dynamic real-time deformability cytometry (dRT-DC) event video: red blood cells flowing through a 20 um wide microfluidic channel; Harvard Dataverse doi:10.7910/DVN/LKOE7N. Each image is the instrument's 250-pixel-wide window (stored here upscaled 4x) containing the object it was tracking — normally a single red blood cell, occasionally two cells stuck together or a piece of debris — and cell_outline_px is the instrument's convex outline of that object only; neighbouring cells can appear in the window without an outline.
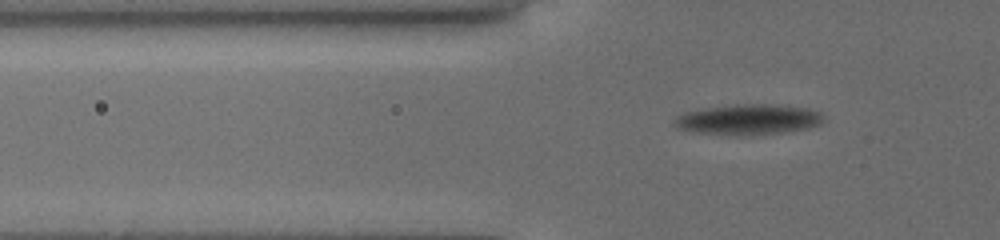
{"species": "common noctule bat (a hibernating species)", "species_latin": "Nyctalus noctula", "temperature_condition": "cold", "stored_images_in_passage": 31, "camera_frame_rate_fps": 3000, "um_per_image_px": 0.085, "animal": {"sex": "female", "body_mass_g": 19.5, "forearm_length_mm": 54.1}, "frame": {"image": 1, "passage_image": 4, "time_ms": 1.333, "image_size_px": [1000, 240], "cell_outline_px": [[820, 120], [816, 124], [808, 128], [784, 132], [752, 136], [740, 136], [700, 132], [680, 128], [676, 124], [676, 116], [684, 112], [736, 104], [800, 108], [816, 112], [820, 116]], "centroid_in_image_um": [63.52, 10.2], "position_along_channel_um": 62.3, "area_um2": 25.09}}
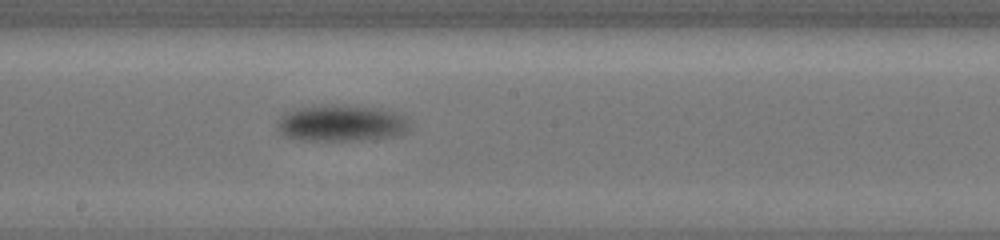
{"frame": {"image": 2, "passage_image": 18, "time_ms": 6.0, "image_size_px": [1000, 240], "cell_outline_px": [[408, 128], [400, 132], [388, 136], [348, 140], [304, 140], [288, 136], [280, 128], [280, 120], [288, 112], [296, 108], [376, 108], [388, 112], [404, 120]], "centroid_in_image_um": [28.94, 10.52], "position_along_channel_um": 219.3, "area_um2": 25.09}}
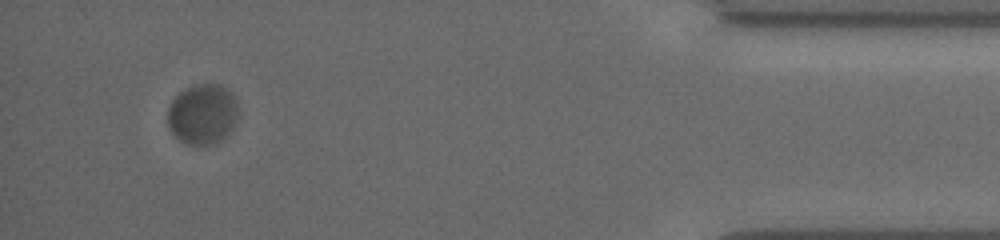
{"frame": {"image": 3, "passage_image": 30, "time_ms": 13.0, "image_size_px": [1000, 240], "cell_outline_px": [[240, 108], [232, 128], [228, 136], [216, 144], [188, 144], [180, 140], [168, 128], [168, 108], [172, 100], [180, 92], [196, 84], [220, 84], [232, 92], [236, 96]], "centroid_in_image_um": [17.27, 9.69], "position_along_channel_um": 417.9, "area_um2": 25.14}}